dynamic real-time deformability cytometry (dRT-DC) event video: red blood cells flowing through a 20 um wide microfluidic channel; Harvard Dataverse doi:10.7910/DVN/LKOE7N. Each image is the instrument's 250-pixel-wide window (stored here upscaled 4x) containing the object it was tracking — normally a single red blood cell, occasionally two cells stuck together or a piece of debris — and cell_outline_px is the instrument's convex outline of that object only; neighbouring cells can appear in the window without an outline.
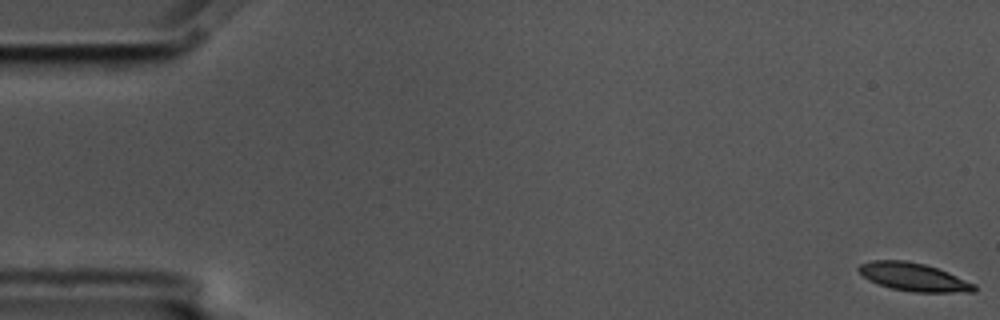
{"species": "common noctule bat (a hibernating species)", "species_latin": "Nyctalus noctula", "temperature_condition": "cold", "stored_images_in_passage": 57, "camera_frame_rate_fps": 3000, "um_per_image_px": 0.085, "animal": {"sex": "male", "body_mass_g": 17.5, "forearm_length_mm": 52.3}, "frame": {"image": 1, "passage_image": 1, "time_ms": 0.0, "image_size_px": [1000, 320], "cell_outline_px": [[976, 292], [916, 292], [892, 288], [880, 284], [864, 276], [856, 268], [860, 264], [872, 260], [908, 260], [924, 264], [948, 272], [976, 284]], "centroid_in_image_um": [77.69, 23.53], "position_along_channel_um": 7.3, "area_um2": 18.73}}
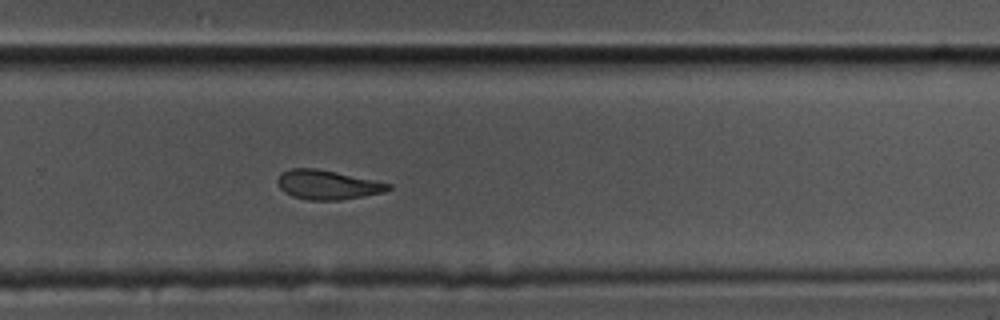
{"frame": {"image": 2, "passage_image": 38, "time_ms": 12.333, "image_size_px": [1000, 320], "cell_outline_px": [[392, 188], [384, 192], [364, 196], [340, 200], [308, 200], [292, 196], [284, 192], [280, 188], [276, 180], [280, 172], [288, 168], [316, 168], [336, 172], [392, 184]], "centroid_in_image_um": [27.8, 15.7], "position_along_channel_um": 302.0, "area_um2": 19.02}}
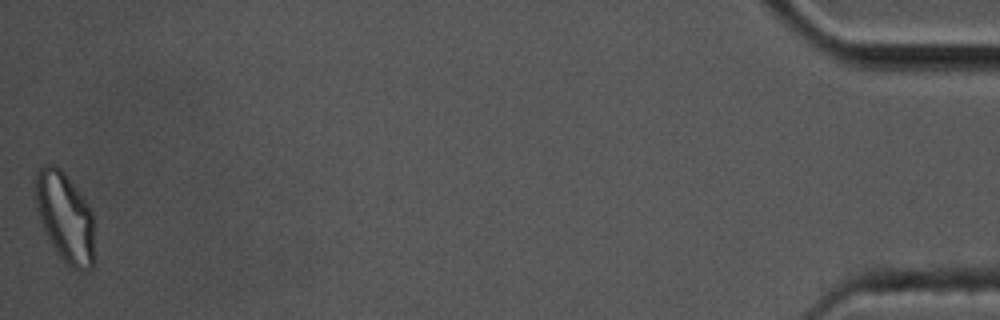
{"frame": {"image": 3, "passage_image": 57, "time_ms": 18.667, "image_size_px": [1000, 320], "cell_outline_px": [[92, 268], [84, 272], [80, 272], [72, 268], [60, 256], [52, 244], [40, 220], [36, 208], [36, 172], [44, 164], [56, 164], [64, 172], [88, 204], [92, 212]], "centroid_in_image_um": [5.51, 18.43], "position_along_channel_um": 429.7, "area_um2": 30.29}, "authors_computed_cell_mechanics": {"area_um2": 19.5364, "velocity_mm_per_s": 3.541, "shape_relaxation_time_tau1_ms": 6.4423, "shape_relaxation_time_tau2_ms": 3.4703, "deformation_change_tau1": 0.1729, "deformation_change_tau2": 0.1086}}